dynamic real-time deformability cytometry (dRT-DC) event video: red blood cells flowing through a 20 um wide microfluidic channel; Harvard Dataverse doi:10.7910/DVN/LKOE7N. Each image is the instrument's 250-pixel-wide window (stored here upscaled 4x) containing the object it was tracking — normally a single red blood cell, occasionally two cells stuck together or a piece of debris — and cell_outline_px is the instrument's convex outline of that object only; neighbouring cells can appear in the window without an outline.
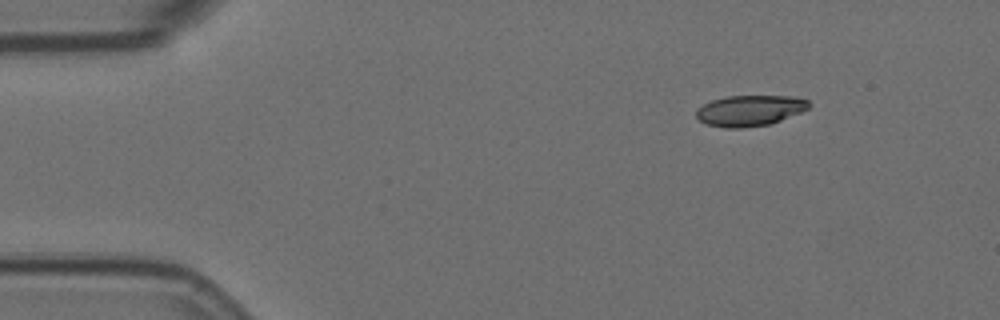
{"species": "Egyptian fruit bat (a non-hibernating species)", "species_latin": "Rousettus aegyptiacus", "temperature_condition": "room temperature", "stored_images_in_passage": 6, "segment_of_instrument_passage": [2, 2], "camera_frame_rate_fps": 3000, "um_per_image_px": 0.085, "animal": {"sex": "female"}, "frame": {"image": 1, "passage_image": 6, "time_ms": 1.667, "image_size_px": [1000, 320], "cell_outline_px": [[808, 108], [800, 112], [780, 120], [768, 124], [740, 128], [724, 128], [708, 124], [700, 120], [696, 116], [696, 108], [712, 100], [728, 96], [792, 96], [808, 100]], "centroid_in_image_um": [63.69, 9.39], "position_along_channel_um": 21.3, "area_um2": 19.94}}